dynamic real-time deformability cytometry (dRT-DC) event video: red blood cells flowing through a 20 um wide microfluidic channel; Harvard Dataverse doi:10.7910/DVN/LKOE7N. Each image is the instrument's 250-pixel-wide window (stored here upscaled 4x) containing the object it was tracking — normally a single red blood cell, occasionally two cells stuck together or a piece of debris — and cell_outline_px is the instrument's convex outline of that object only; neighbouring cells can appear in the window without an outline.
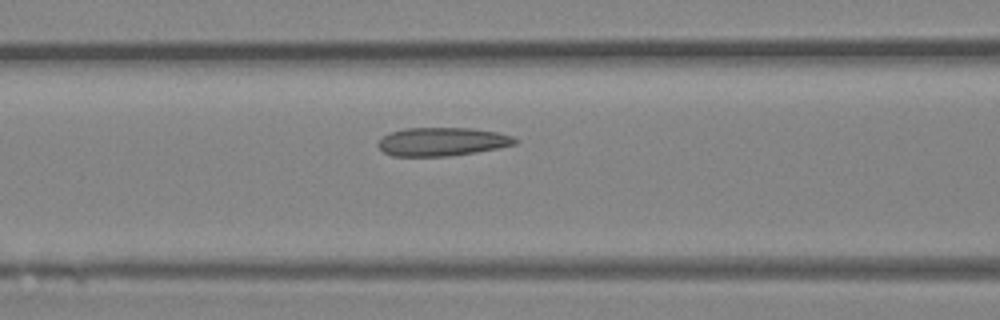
{"species": "Egyptian fruit bat (a non-hibernating species)", "species_latin": "Rousettus aegyptiacus", "temperature_condition": "room temperature", "stored_images_in_passage": 24, "camera_frame_rate_fps": 3000, "um_per_image_px": 0.085, "animal": {"sex": "female"}, "frame": {"image": 1, "passage_image": 5, "time_ms": 1.333, "image_size_px": [1000, 320], "cell_outline_px": [[520, 140], [516, 144], [476, 152], [448, 156], [392, 156], [384, 152], [376, 144], [388, 132], [404, 128], [472, 128], [500, 132], [512, 136]], "centroid_in_image_um": [37.59, 12.03], "position_along_channel_um": 129.0, "area_um2": 22.83}}
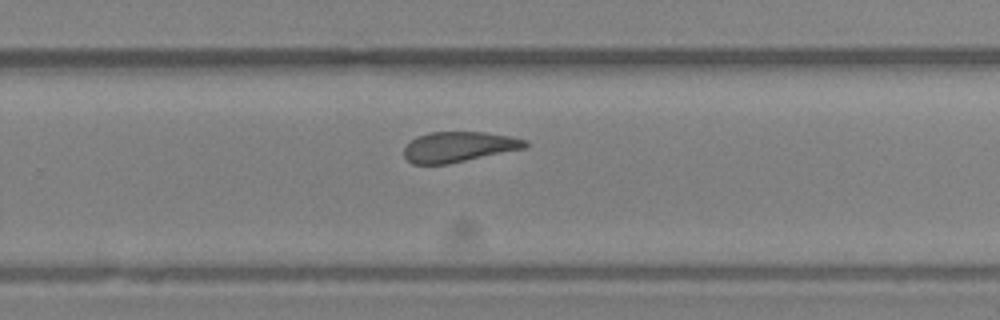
{"frame": {"image": 2, "passage_image": 16, "time_ms": 5.0, "image_size_px": [1000, 320], "cell_outline_px": [[528, 144], [524, 148], [448, 164], [412, 164], [404, 156], [404, 148], [416, 136], [428, 132], [484, 132], [508, 136], [524, 140]], "centroid_in_image_um": [38.94, 12.48], "position_along_channel_um": 290.9, "area_um2": 21.15}}
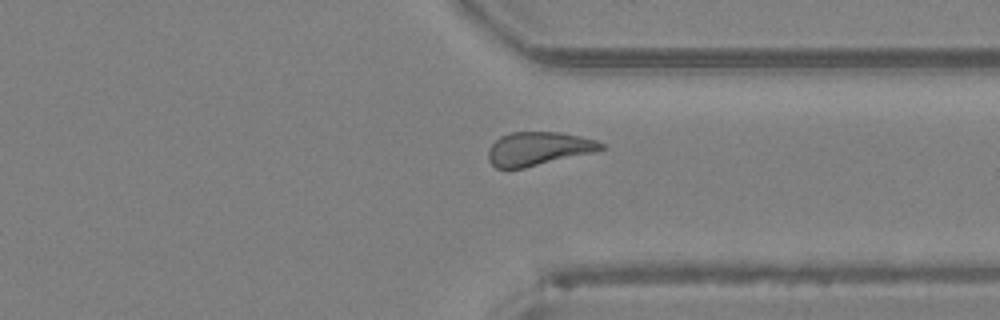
{"frame": {"image": 3, "passage_image": 21, "time_ms": 6.667, "image_size_px": [1000, 320], "cell_outline_px": [[604, 148], [596, 152], [524, 168], [496, 168], [488, 160], [488, 152], [492, 144], [500, 136], [512, 132], [560, 132], [580, 136], [596, 140], [604, 144]], "centroid_in_image_um": [45.78, 12.64], "position_along_channel_um": 365.6, "area_um2": 22.08}}